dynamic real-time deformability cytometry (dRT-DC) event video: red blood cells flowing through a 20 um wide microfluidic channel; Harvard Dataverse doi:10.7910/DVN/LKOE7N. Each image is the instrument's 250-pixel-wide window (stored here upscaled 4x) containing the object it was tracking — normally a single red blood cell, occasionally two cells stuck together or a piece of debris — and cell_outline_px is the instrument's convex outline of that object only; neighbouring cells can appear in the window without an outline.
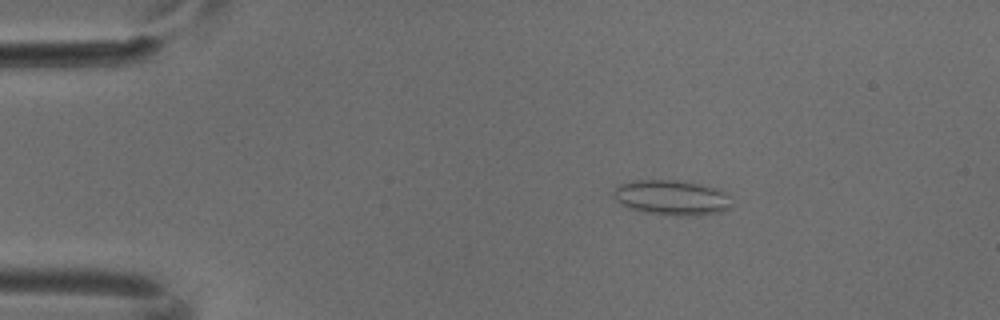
{"species": "common noctule bat (a hibernating species)", "species_latin": "Nyctalus noctula", "temperature_condition": "cold", "stored_images_in_passage": 8, "camera_frame_rate_fps": 3000, "um_per_image_px": 0.085, "animal": {"sex": "male", "body_mass_g": 18.8}, "frame": {"image": 1, "passage_image": 3, "time_ms": 0.667, "image_size_px": [1000, 320], "cell_outline_px": [[732, 204], [724, 212], [700, 216], [668, 216], [644, 212], [628, 208], [620, 204], [616, 200], [616, 188], [620, 184], [632, 180], [676, 180], [700, 184], [720, 188], [724, 192]], "centroid_in_image_um": [57.14, 16.82], "position_along_channel_um": 27.9, "area_um2": 24.45}}
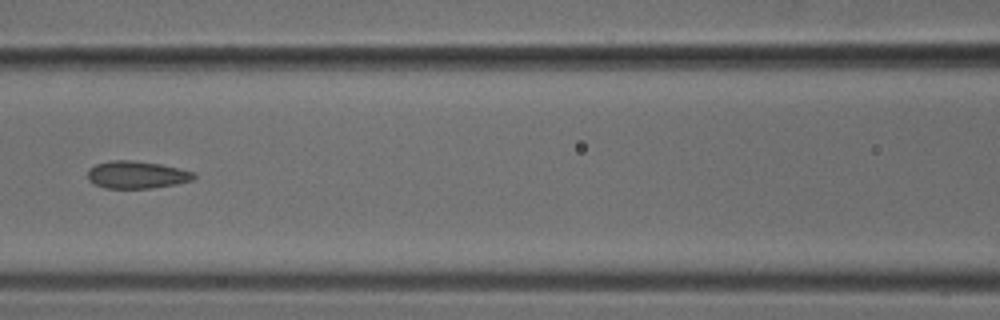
{"frame": {"image": 2, "passage_image": 7, "time_ms": 2.0, "image_size_px": [1000, 320], "cell_outline_px": [[196, 176], [192, 180], [176, 184], [148, 188], [104, 188], [88, 180], [88, 168], [96, 164], [112, 160], [128, 160], [160, 164], [180, 168], [196, 172]], "centroid_in_image_um": [11.63, 14.85], "position_along_channel_um": 155.0, "area_um2": 16.94}}
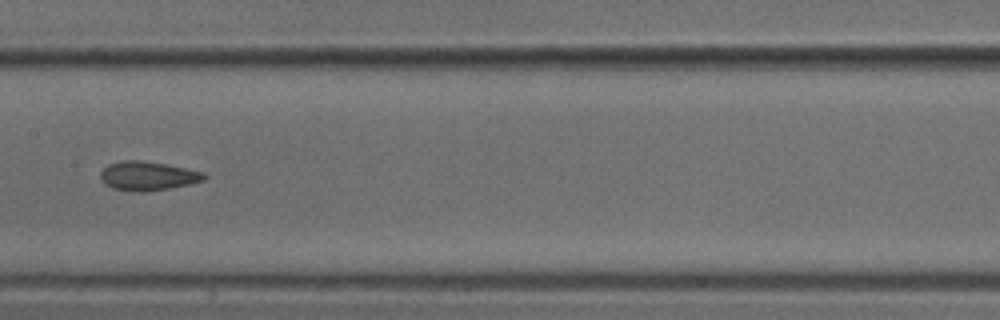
{"frame": {"image": 3, "passage_image": 8, "time_ms": 2.333, "image_size_px": [1000, 320], "cell_outline_px": [[208, 176], [204, 180], [188, 184], [168, 188], [144, 192], [140, 192], [112, 188], [104, 184], [100, 180], [100, 172], [108, 164], [124, 160], [136, 160], [168, 164], [204, 172]], "centroid_in_image_um": [12.54, 14.95], "position_along_channel_um": 194.9, "area_um2": 17.51}}